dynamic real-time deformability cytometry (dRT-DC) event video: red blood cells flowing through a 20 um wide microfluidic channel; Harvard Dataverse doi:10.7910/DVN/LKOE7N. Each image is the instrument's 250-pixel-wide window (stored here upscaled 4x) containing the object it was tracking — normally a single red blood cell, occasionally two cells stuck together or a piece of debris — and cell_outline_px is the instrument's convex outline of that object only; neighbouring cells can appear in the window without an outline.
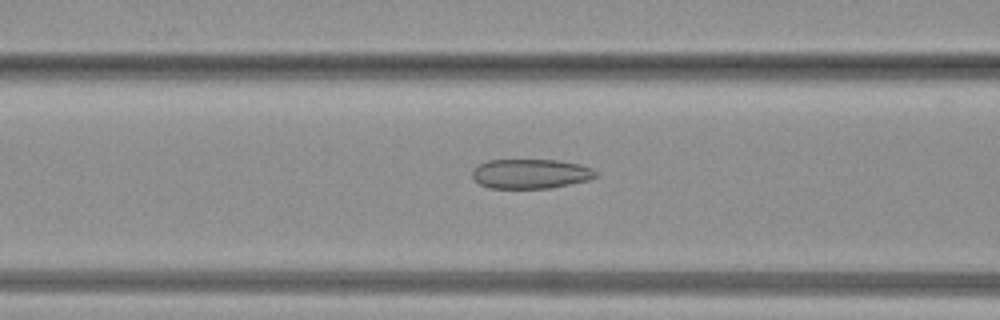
{"species": "common noctule bat (a hibernating species)", "species_latin": "Nyctalus noctula", "temperature_condition": "warm", "stored_images_in_passage": 23, "camera_frame_rate_fps": 3000, "um_per_image_px": 0.085, "animal": {"sex": "female", "body_mass_g": 19.3, "forearm_length_mm": 54.1}, "frame": {"image": 1, "passage_image": 7, "time_ms": 2.0, "image_size_px": [1000, 320], "cell_outline_px": [[600, 176], [588, 180], [552, 188], [488, 188], [472, 180], [472, 168], [476, 164], [488, 160], [556, 160], [580, 164], [592, 168]], "centroid_in_image_um": [45.07, 14.77], "position_along_channel_um": 121.5, "area_um2": 21.62}}
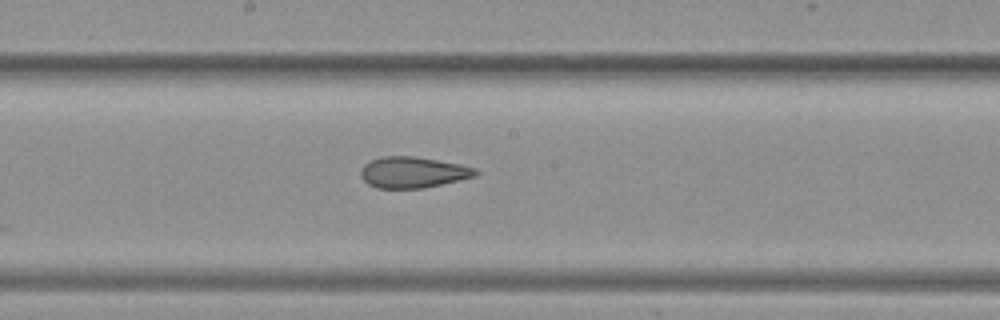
{"frame": {"image": 2, "passage_image": 12, "time_ms": 3.667, "image_size_px": [1000, 320], "cell_outline_px": [[480, 172], [476, 176], [460, 180], [424, 188], [376, 188], [368, 184], [360, 176], [360, 172], [364, 164], [372, 160], [384, 156], [412, 156], [460, 164], [476, 168]], "centroid_in_image_um": [35.11, 14.65], "position_along_channel_um": 213.1, "area_um2": 20.75}}
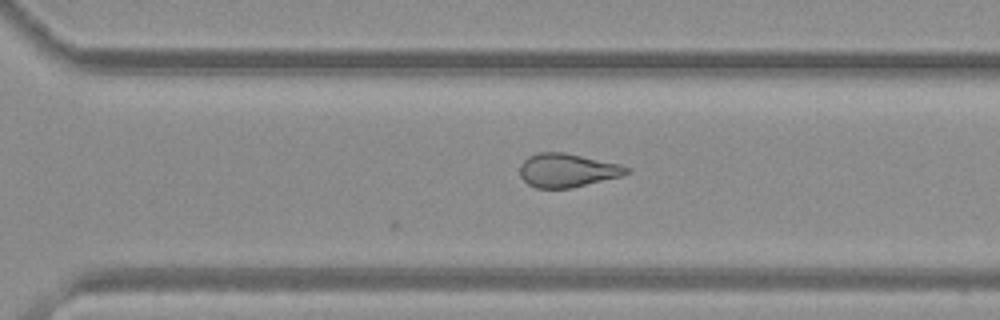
{"frame": {"image": 3, "passage_image": 18, "time_ms": 5.667, "image_size_px": [1000, 320], "cell_outline_px": [[632, 172], [624, 176], [572, 188], [536, 188], [528, 184], [520, 176], [520, 164], [528, 156], [536, 152], [564, 152], [620, 164], [632, 168]], "centroid_in_image_um": [48.26, 14.48], "position_along_channel_um": 322.3, "area_um2": 21.27}}